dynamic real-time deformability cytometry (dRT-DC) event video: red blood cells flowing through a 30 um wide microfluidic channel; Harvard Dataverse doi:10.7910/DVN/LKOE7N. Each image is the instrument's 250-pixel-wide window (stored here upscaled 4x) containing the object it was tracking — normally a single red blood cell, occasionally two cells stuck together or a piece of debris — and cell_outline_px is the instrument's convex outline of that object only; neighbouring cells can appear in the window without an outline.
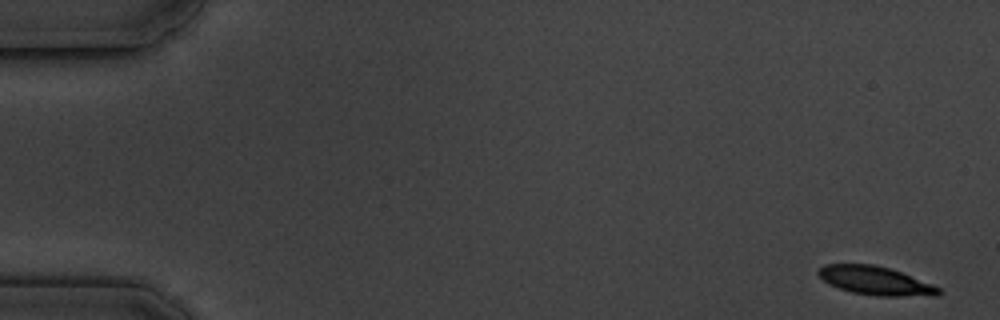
{"species": "common noctule bat (a hibernating species)", "species_latin": "Nyctalus noctula", "temperature_condition": "cold", "stored_images_in_passage": 6, "camera_frame_rate_fps": 3000, "um_per_image_px": 0.085, "animal": {"sex": "male", "body_mass_g": 19.5, "forearm_length_mm": 54.6}, "frame": {"image": 1, "passage_image": 1, "time_ms": 0.0, "image_size_px": [1000, 320], "cell_outline_px": [[944, 292], [940, 296], [876, 296], [852, 292], [828, 284], [816, 272], [824, 264], [872, 264], [888, 268], [900, 272], [932, 284], [940, 288]], "centroid_in_image_um": [74.45, 23.87], "position_along_channel_um": 10.6, "area_um2": 20.0}}